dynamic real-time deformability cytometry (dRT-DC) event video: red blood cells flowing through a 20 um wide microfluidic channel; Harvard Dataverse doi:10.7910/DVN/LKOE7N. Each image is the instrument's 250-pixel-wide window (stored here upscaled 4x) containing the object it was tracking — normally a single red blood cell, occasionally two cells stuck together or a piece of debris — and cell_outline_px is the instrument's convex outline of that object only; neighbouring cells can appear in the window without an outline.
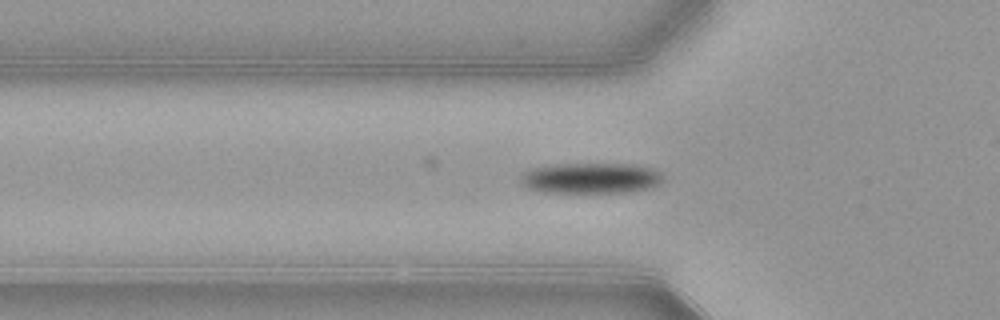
{"species": "common noctule bat (a hibernating species)", "species_latin": "Nyctalus noctula", "temperature_condition": "warm", "stored_images_in_passage": 46, "camera_frame_rate_fps": 3000, "um_per_image_px": 0.085, "animal": {"sex": "female", "body_mass_g": 21.9}, "frame": {"image": 1, "passage_image": 10, "time_ms": 3.0, "image_size_px": [1000, 320], "cell_outline_px": [[664, 180], [660, 184], [648, 188], [628, 192], [544, 192], [524, 188], [520, 184], [520, 176], [524, 172], [532, 168], [552, 164], [632, 164], [652, 168], [660, 172]], "centroid_in_image_um": [50.18, 15.14], "position_along_channel_um": 75.6, "area_um2": 25.66}}
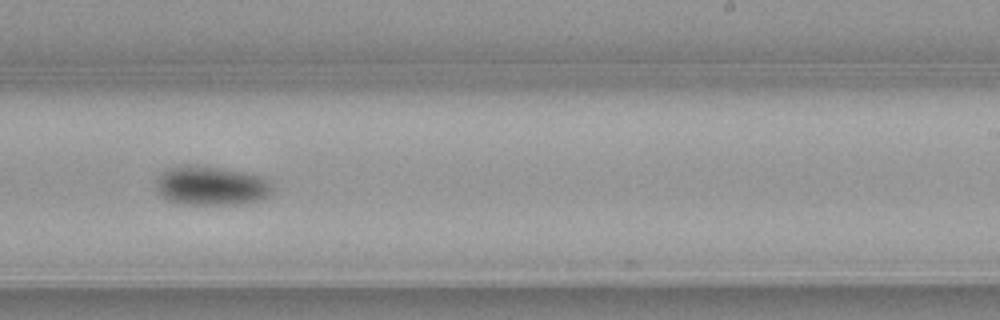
{"frame": {"image": 2, "passage_image": 25, "time_ms": 8.0, "image_size_px": [1000, 320], "cell_outline_px": [[276, 188], [268, 196], [260, 200], [240, 204], [180, 204], [168, 200], [156, 188], [156, 176], [164, 168], [180, 164], [196, 164], [244, 172], [260, 176], [268, 180]], "centroid_in_image_um": [17.93, 15.76], "position_along_channel_um": 271.1, "area_um2": 27.11}}
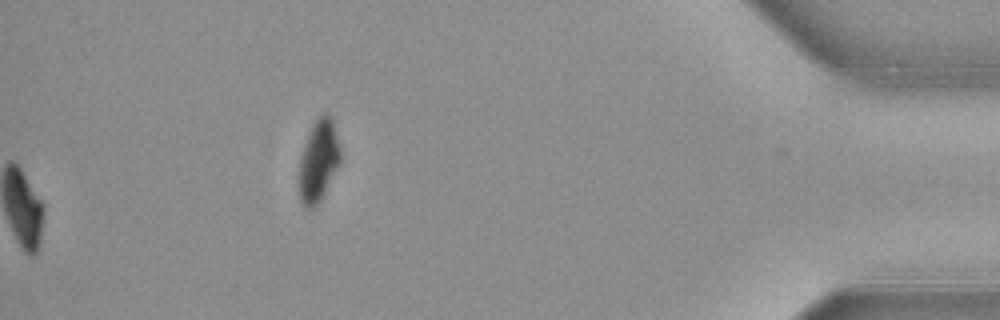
{"frame": {"image": 3, "passage_image": 46, "time_ms": 15.0, "image_size_px": [1000, 320], "cell_outline_px": [[340, 164], [320, 200], [312, 208], [308, 208], [300, 200], [296, 188], [296, 180], [300, 156], [304, 144], [312, 124], [324, 112], [332, 116], [340, 148]], "centroid_in_image_um": [27.03, 13.68], "position_along_channel_um": 408.2, "area_um2": 20.11}, "authors_computed_cell_mechanics": {"area_um2": 24.5361, "velocity_mm_per_s": 3.8856, "shape_relaxation_time_tau1_ms": 2.0832, "shape_relaxation_time_tau2_ms": null, "deformation_change_tau1": 0.1353, "deformation_change_tau2": null}}